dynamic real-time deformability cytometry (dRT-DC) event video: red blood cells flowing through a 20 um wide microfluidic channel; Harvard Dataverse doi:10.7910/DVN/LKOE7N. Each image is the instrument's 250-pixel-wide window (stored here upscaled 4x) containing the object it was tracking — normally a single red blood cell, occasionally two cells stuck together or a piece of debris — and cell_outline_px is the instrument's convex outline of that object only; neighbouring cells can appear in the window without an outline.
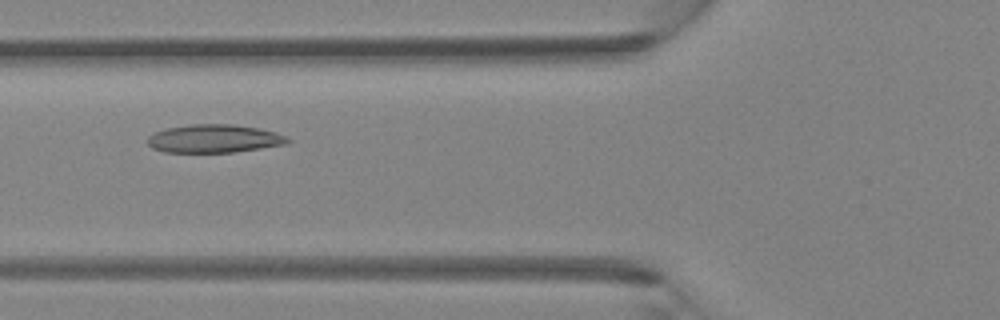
{"species": "Egyptian fruit bat (a non-hibernating species)", "species_latin": "Rousettus aegyptiacus", "temperature_condition": "room temperature", "stored_images_in_passage": 5, "camera_frame_rate_fps": 3000, "um_per_image_px": 0.085, "animal": {"sex": "female"}, "frame": {"image": 1, "passage_image": 5, "time_ms": 1.333, "image_size_px": [1000, 320], "cell_outline_px": [[292, 140], [288, 144], [232, 152], [164, 152], [152, 148], [148, 144], [148, 136], [164, 128], [192, 124], [232, 124], [260, 128], [276, 132]], "centroid_in_image_um": [18.21, 11.78], "position_along_channel_um": 107.6, "area_um2": 23.06}}